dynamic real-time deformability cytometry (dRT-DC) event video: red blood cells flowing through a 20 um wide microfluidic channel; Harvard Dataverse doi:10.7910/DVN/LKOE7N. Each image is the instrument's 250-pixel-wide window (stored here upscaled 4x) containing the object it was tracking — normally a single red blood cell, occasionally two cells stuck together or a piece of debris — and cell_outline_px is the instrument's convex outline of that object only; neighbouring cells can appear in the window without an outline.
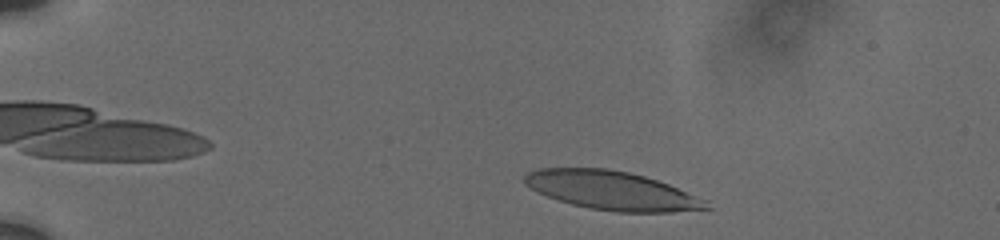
{"species": "human", "species_latin": "Homo sapiens", "temperature_condition": "cold", "stored_images_in_passage": 7, "camera_frame_rate_fps": 3000, "um_per_image_px": 0.085, "donor": {"sex": "male"}, "frame": {"image": 1, "passage_image": 1, "time_ms": 0.0, "image_size_px": [1000, 240], "cell_outline_px": [[712, 208], [668, 212], [616, 212], [592, 208], [572, 204], [536, 192], [524, 184], [524, 176], [528, 172], [540, 168], [608, 168], [628, 172], [644, 176], [668, 184], [708, 200]], "centroid_in_image_um": [52.01, 16.19], "position_along_channel_um": 33.0, "area_um2": 40.81}}
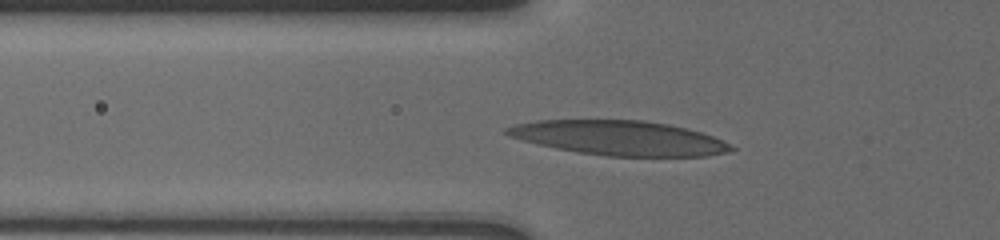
{"frame": {"image": 2, "passage_image": 6, "time_ms": 3.333, "image_size_px": [1000, 240], "cell_outline_px": [[736, 148], [728, 152], [708, 156], [608, 156], [576, 152], [556, 148], [508, 136], [504, 132], [504, 128], [516, 124], [536, 120], [644, 120], [668, 124], [688, 128], [724, 140]], "centroid_in_image_um": [52.66, 11.72], "position_along_channel_um": 73.1, "area_um2": 45.14}}